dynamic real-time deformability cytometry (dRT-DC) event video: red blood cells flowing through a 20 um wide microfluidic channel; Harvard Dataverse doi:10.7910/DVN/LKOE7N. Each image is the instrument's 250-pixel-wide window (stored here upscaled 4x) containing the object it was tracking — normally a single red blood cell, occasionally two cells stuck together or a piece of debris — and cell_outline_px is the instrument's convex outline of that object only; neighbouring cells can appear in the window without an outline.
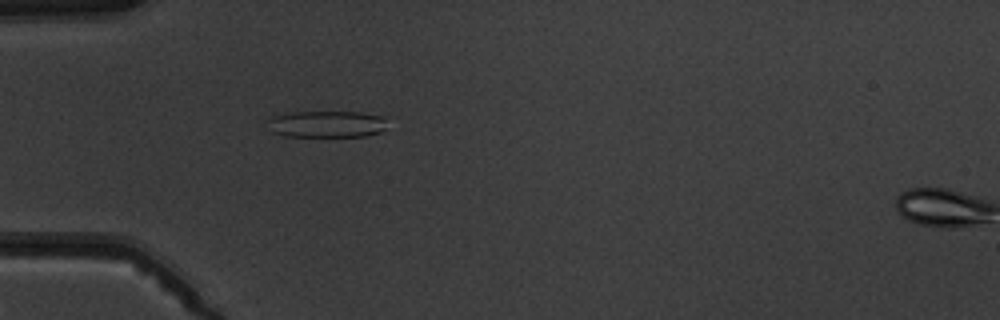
{"species": "common noctule bat (a hibernating species)", "species_latin": "Nyctalus noctula", "temperature_condition": "warm", "stored_images_in_passage": 4, "camera_frame_rate_fps": 3000, "um_per_image_px": 0.085, "animal": {"sex": "male", "body_mass_g": 19.5, "forearm_length_mm": 54.6}, "frame": {"image": 1, "passage_image": 3, "time_ms": 4.0, "image_size_px": [1000, 320], "cell_outline_px": [[384, 128], [380, 132], [364, 136], [284, 136], [272, 132], [264, 120], [272, 116], [292, 112], [360, 112], [384, 116]], "centroid_in_image_um": [27.69, 10.54], "position_along_channel_um": 57.3, "area_um2": 18.67}}